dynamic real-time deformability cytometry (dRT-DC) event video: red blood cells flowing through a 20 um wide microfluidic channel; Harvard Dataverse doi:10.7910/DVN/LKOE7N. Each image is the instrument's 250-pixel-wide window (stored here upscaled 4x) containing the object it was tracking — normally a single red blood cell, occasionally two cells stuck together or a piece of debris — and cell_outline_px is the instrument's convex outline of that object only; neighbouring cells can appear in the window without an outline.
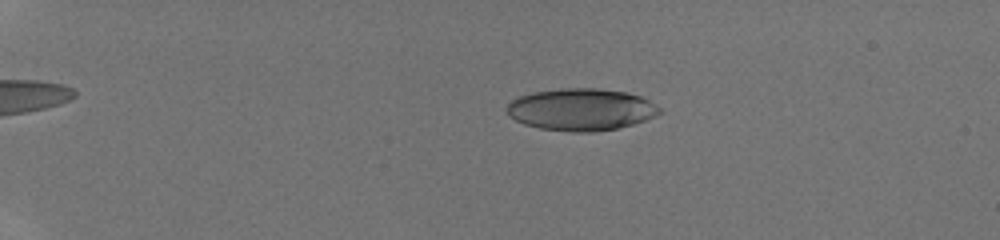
{"species": "human", "species_latin": "Homo sapiens", "temperature_condition": "room temperature", "stored_images_in_passage": 46, "camera_frame_rate_fps": 3000, "um_per_image_px": 0.085, "donor": {"sex": "male"}, "frame": {"image": 1, "passage_image": 11, "time_ms": 3.333, "image_size_px": [1000, 240], "cell_outline_px": [[664, 112], [656, 116], [632, 124], [616, 128], [592, 132], [572, 132], [540, 128], [524, 124], [508, 116], [504, 108], [516, 96], [532, 92], [560, 88], [600, 88], [624, 92], [640, 96], [656, 104]], "centroid_in_image_um": [49.36, 9.3], "position_along_channel_um": 35.6, "area_um2": 37.69}}
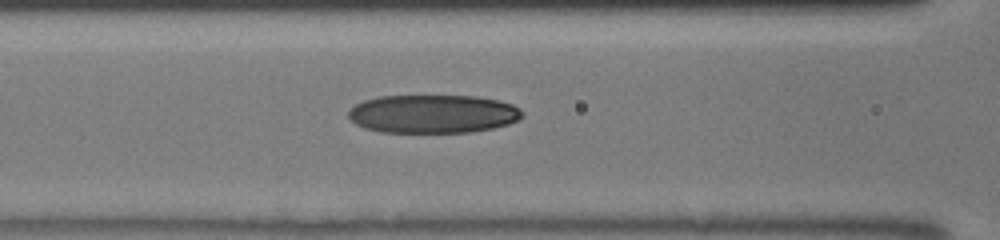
{"frame": {"image": 2, "passage_image": 23, "time_ms": 7.333, "image_size_px": [1000, 240], "cell_outline_px": [[524, 116], [520, 120], [508, 124], [492, 128], [472, 132], [380, 132], [364, 128], [356, 124], [348, 116], [348, 108], [364, 100], [380, 96], [476, 96], [500, 100], [512, 104], [520, 108], [524, 112]], "centroid_in_image_um": [36.83, 9.68], "position_along_channel_um": 129.8, "area_um2": 39.25}}
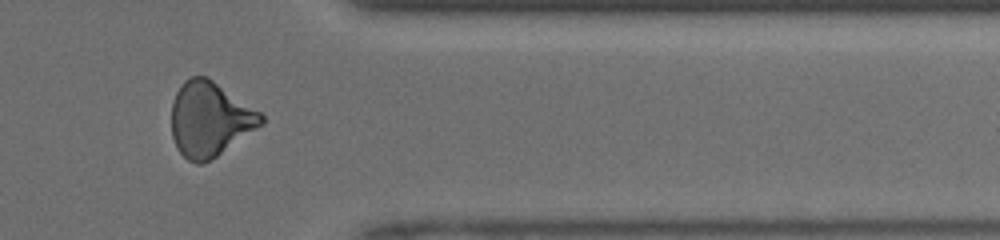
{"frame": {"image": 3, "passage_image": 40, "time_ms": 13.0, "image_size_px": [1000, 240], "cell_outline_px": [[264, 124], [216, 156], [200, 164], [196, 164], [188, 160], [180, 152], [172, 136], [172, 100], [180, 84], [184, 80], [192, 76], [208, 76], [260, 112], [264, 116]], "centroid_in_image_um": [17.83, 10.1], "position_along_channel_um": 393.6, "area_um2": 38.9}}